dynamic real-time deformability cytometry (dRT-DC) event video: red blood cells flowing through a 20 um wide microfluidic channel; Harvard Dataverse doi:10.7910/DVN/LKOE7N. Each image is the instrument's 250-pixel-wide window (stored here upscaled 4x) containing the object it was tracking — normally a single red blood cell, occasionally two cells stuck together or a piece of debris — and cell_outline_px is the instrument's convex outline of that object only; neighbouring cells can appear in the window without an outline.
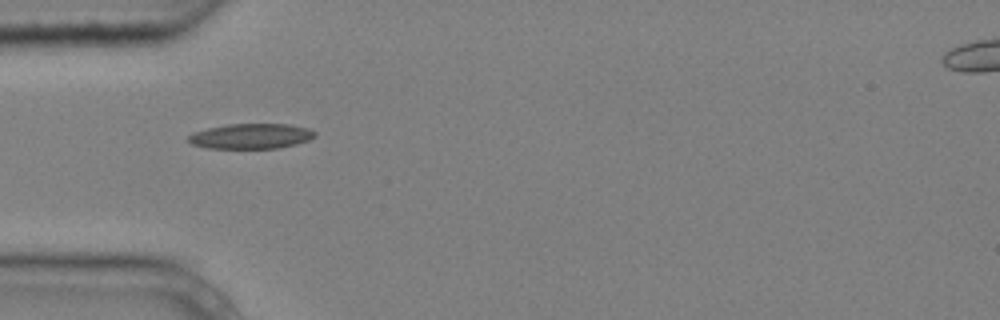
{"species": "common noctule bat (a hibernating species)", "species_latin": "Nyctalus noctula", "temperature_condition": "cold", "stored_images_in_passage": 5, "camera_frame_rate_fps": 3000, "um_per_image_px": 0.085, "animal": {"sex": "male", "body_mass_g": 20.4}, "frame": {"image": 1, "passage_image": 1, "time_ms": 0.0, "image_size_px": [1000, 320], "cell_outline_px": [[316, 136], [308, 140], [296, 144], [276, 148], [208, 148], [192, 144], [188, 140], [188, 136], [192, 132], [208, 128], [228, 124], [292, 124], [308, 128], [316, 132]], "centroid_in_image_um": [21.35, 11.56], "position_along_channel_um": 63.7, "area_um2": 18.55}}
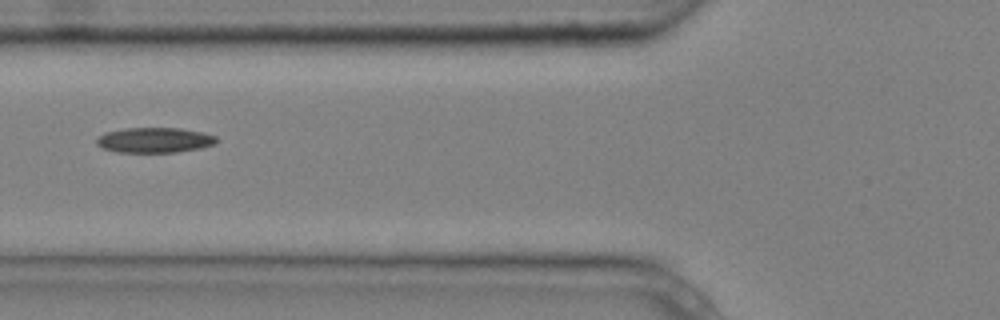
{"frame": {"image": 2, "passage_image": 2, "time_ms": 0.333, "image_size_px": [1000, 320], "cell_outline_px": [[216, 140], [212, 144], [200, 148], [176, 152], [116, 152], [104, 148], [96, 144], [96, 140], [104, 132], [124, 128], [180, 128], [204, 132], [216, 136]], "centroid_in_image_um": [13.11, 11.9], "position_along_channel_um": 112.7, "area_um2": 17.51}}